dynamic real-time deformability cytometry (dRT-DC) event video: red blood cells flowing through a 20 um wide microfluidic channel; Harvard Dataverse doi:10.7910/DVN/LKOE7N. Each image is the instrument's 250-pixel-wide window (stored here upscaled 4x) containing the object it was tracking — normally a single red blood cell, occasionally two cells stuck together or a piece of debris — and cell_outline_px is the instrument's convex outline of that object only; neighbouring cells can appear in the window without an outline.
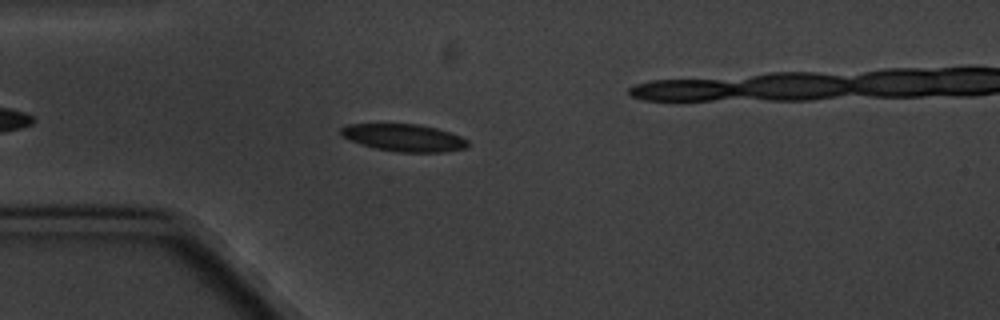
{"species": "common noctule bat (a hibernating species)", "species_latin": "Nyctalus noctula", "temperature_condition": "cold", "stored_images_in_passage": 5, "camera_frame_rate_fps": 3000, "um_per_image_px": 0.085, "animal": {"sex": "male", "body_mass_g": 20.1, "forearm_length_mm": 53.5}, "frame": {"image": 1, "passage_image": 4, "time_ms": 4.333, "image_size_px": [1000, 320], "cell_outline_px": [[468, 144], [464, 148], [444, 152], [400, 152], [376, 148], [360, 144], [348, 140], [340, 132], [340, 128], [348, 124], [416, 124], [436, 128], [460, 136], [468, 140]], "centroid_in_image_um": [34.31, 11.7], "position_along_channel_um": 50.7, "area_um2": 20.0}}